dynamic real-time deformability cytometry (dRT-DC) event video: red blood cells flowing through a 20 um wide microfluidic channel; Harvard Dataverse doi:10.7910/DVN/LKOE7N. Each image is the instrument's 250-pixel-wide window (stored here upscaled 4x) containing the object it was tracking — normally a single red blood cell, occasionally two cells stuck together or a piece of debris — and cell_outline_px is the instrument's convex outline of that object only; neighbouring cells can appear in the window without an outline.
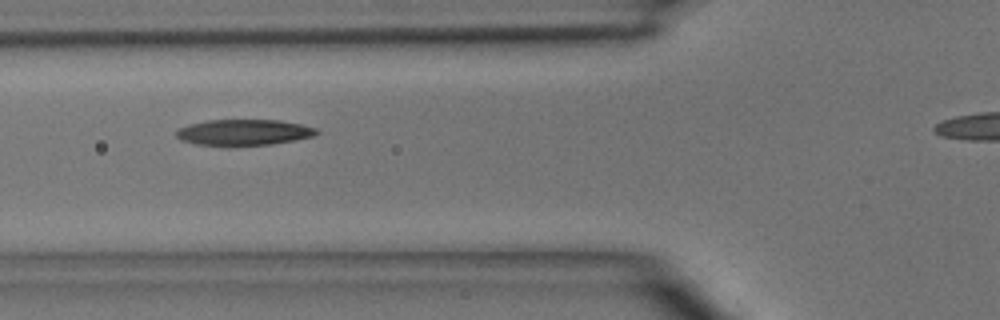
{"species": "common noctule bat (a hibernating species)", "species_latin": "Nyctalus noctula", "temperature_condition": "room temperature", "stored_images_in_passage": 4, "camera_frame_rate_fps": 3000, "um_per_image_px": 0.085, "animal": {"sex": "male", "body_mass_g": 15.6}, "frame": {"image": 1, "passage_image": 3, "time_ms": 2.333, "image_size_px": [1000, 320], "cell_outline_px": [[320, 132], [312, 136], [272, 144], [236, 148], [228, 148], [196, 144], [180, 140], [176, 136], [176, 128], [188, 124], [208, 120], [280, 120], [300, 124], [316, 128]], "centroid_in_image_um": [20.64, 11.28], "position_along_channel_um": 105.2, "area_um2": 21.96}}